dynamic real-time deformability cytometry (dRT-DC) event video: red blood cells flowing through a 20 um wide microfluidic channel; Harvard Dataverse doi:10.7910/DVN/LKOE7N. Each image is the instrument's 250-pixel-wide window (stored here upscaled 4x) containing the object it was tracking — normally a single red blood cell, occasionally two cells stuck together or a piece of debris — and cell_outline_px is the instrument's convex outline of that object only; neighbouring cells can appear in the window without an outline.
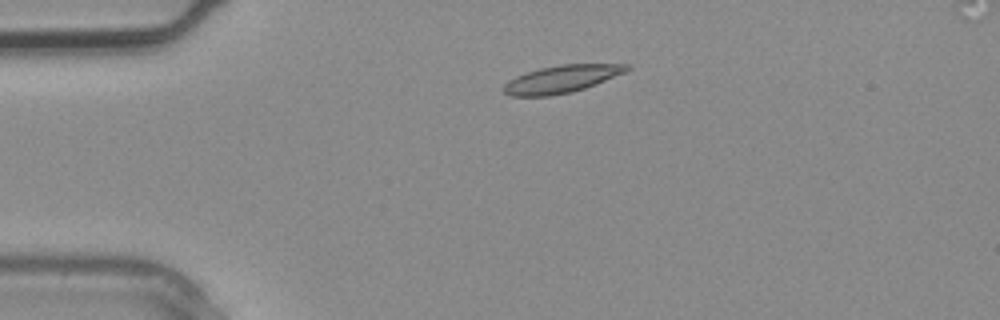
{"species": "common noctule bat (a hibernating species)", "species_latin": "Nyctalus noctula", "temperature_condition": "warm", "stored_images_in_passage": 2, "camera_frame_rate_fps": 3000, "um_per_image_px": 0.085, "animal": {"sex": "male", "body_mass_g": 20.4}, "frame": {"image": 1, "passage_image": 1, "time_ms": 0.0, "image_size_px": [1000, 320], "cell_outline_px": [[632, 68], [624, 72], [596, 84], [572, 92], [548, 96], [508, 96], [500, 88], [508, 80], [516, 76], [540, 68], [560, 64], [632, 64]], "centroid_in_image_um": [47.7, 6.72], "position_along_channel_um": 37.3, "area_um2": 19.77}}